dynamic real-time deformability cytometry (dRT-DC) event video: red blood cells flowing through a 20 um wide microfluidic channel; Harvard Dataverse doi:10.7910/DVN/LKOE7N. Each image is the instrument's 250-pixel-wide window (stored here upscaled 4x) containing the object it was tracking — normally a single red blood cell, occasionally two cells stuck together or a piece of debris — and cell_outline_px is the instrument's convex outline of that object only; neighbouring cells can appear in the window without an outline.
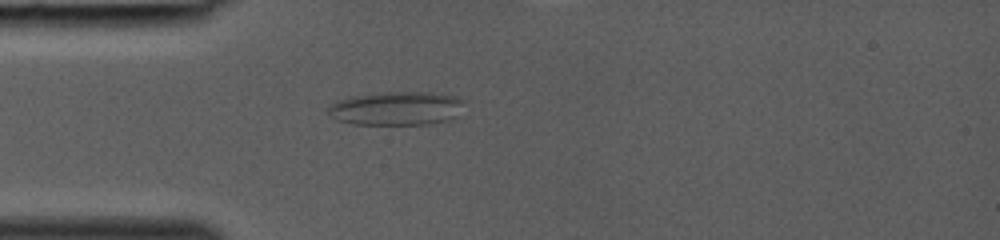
{"species": "common noctule bat (a hibernating species)", "species_latin": "Nyctalus noctula", "temperature_condition": "room temperature", "stored_images_in_passage": 29, "camera_frame_rate_fps": 3000, "um_per_image_px": 0.085, "animal": {"sex": "female", "body_mass_g": 19.0, "forearm_length_mm": 53.3}, "frame": {"image": 1, "passage_image": 1, "time_ms": 0.0, "image_size_px": [1000, 240], "cell_outline_px": [[464, 100], [456, 116], [448, 120], [432, 124], [352, 124], [336, 120], [328, 116], [324, 112], [324, 108], [336, 100], [356, 96], [380, 92], [432, 92], [456, 96]], "centroid_in_image_um": [33.61, 9.21], "position_along_channel_um": 51.4, "area_um2": 27.05}}
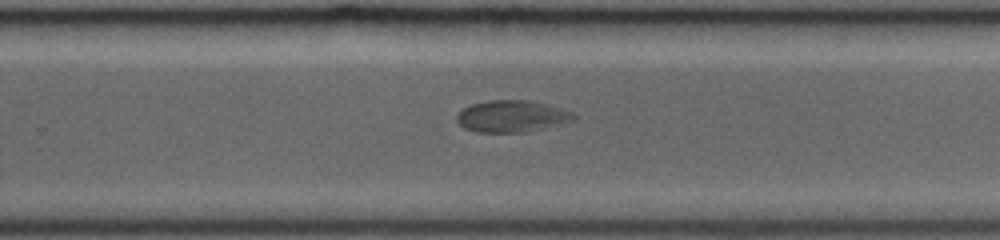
{"frame": {"image": 2, "passage_image": 16, "time_ms": 5.0, "image_size_px": [1000, 240], "cell_outline_px": [[576, 120], [528, 132], [476, 132], [464, 128], [456, 120], [456, 116], [464, 108], [472, 104], [492, 100], [528, 100], [560, 108], [572, 112], [576, 116]], "centroid_in_image_um": [43.51, 9.89], "position_along_channel_um": 286.3, "area_um2": 21.5}}
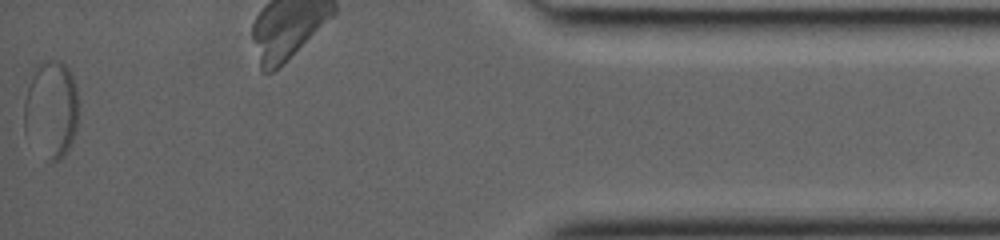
{"frame": {"image": 3, "passage_image": 29, "time_ms": 9.333, "image_size_px": [1000, 240], "cell_outline_px": [[76, 128], [72, 144], [60, 160], [52, 164], [48, 160], [24, 132], [24, 100], [32, 68], [36, 64], [48, 60], [60, 60], [72, 72], [76, 88]], "centroid_in_image_um": [4.33, 9.26], "position_along_channel_um": 430.9, "area_um2": 31.1}}